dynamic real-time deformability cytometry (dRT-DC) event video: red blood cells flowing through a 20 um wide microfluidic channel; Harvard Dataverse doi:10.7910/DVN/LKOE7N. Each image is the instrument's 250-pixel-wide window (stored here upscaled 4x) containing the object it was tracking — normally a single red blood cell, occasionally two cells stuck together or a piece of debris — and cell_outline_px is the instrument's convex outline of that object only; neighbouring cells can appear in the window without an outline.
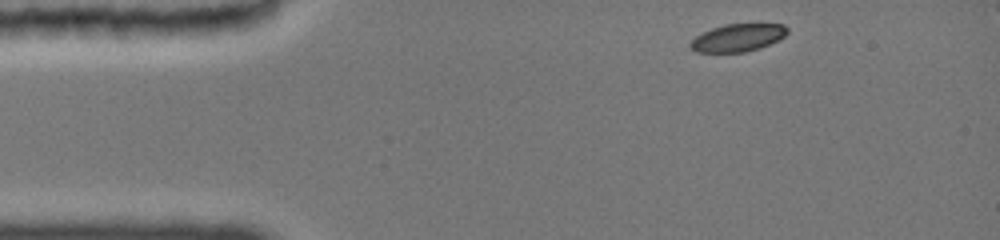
{"species": "common noctule bat (a hibernating species)", "species_latin": "Nyctalus noctula", "temperature_condition": "cold", "stored_images_in_passage": 37, "camera_frame_rate_fps": 3000, "um_per_image_px": 0.085, "animal": {"sex": "female", "body_mass_g": 19.0, "forearm_length_mm": 51.5}, "frame": {"image": 1, "passage_image": 1, "time_ms": 0.0, "image_size_px": [1000, 240], "cell_outline_px": [[788, 32], [784, 36], [760, 48], [744, 52], [696, 52], [688, 48], [688, 44], [696, 36], [712, 28], [724, 24], [784, 24], [788, 28]], "centroid_in_image_um": [62.68, 3.21], "position_along_channel_um": 22.3, "area_um2": 15.55}}
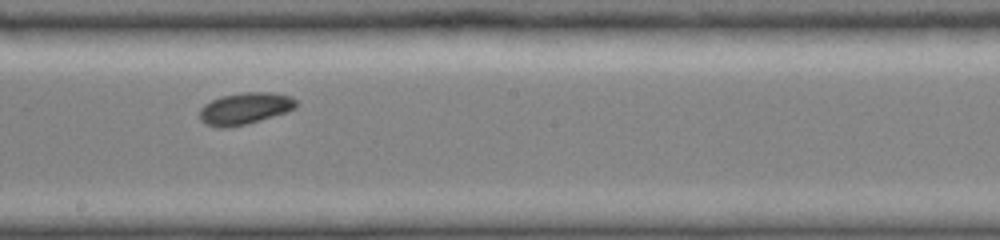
{"frame": {"image": 2, "passage_image": 20, "time_ms": 7.0, "image_size_px": [1000, 240], "cell_outline_px": [[300, 104], [296, 108], [284, 112], [244, 124], [204, 124], [200, 120], [200, 108], [204, 104], [220, 96], [240, 92], [272, 92], [292, 96]], "centroid_in_image_um": [20.87, 9.14], "position_along_channel_um": 227.3, "area_um2": 17.22}}
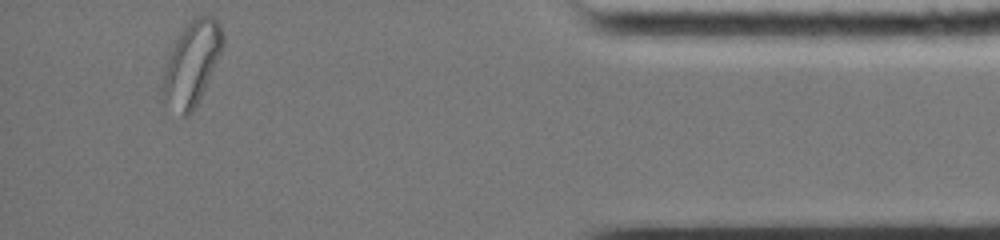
{"frame": {"image": 3, "passage_image": 37, "time_ms": 13.0, "image_size_px": [1000, 240], "cell_outline_px": [[224, 44], [204, 88], [192, 112], [188, 116], [180, 116], [160, 92], [168, 52], [176, 36], [188, 20], [196, 16], [212, 16], [220, 24], [224, 36]], "centroid_in_image_um": [16.27, 5.33], "position_along_channel_um": 418.9, "area_um2": 29.19}, "authors_computed_cell_mechanics": {"area_um2": 17.7446, "velocity_mm_per_s": 3.8437, "shape_relaxation_time_tau1_ms": 3.7771, "shape_relaxation_time_tau2_ms": null, "deformation_change_tau1": 0.08, "deformation_change_tau2": null}}